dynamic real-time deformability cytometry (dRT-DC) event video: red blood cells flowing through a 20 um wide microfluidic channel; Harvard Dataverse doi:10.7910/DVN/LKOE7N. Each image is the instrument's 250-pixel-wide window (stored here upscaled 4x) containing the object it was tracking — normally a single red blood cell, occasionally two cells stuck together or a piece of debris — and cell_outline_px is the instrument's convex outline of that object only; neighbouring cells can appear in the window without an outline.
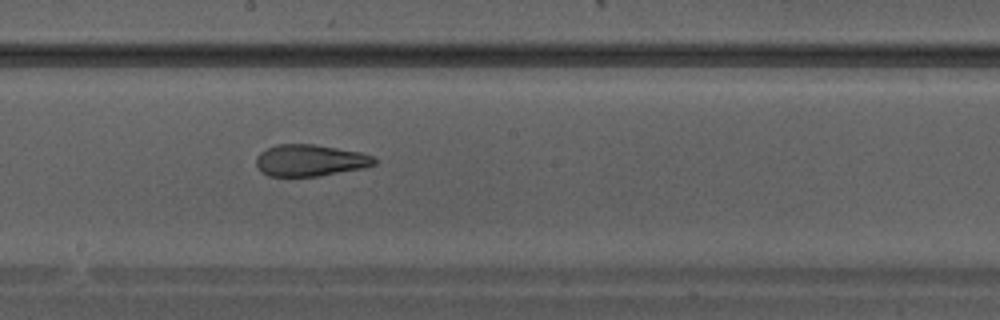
{"species": "Egyptian fruit bat (a non-hibernating species)", "species_latin": "Rousettus aegyptiacus", "temperature_condition": "warm", "stored_images_in_passage": 35, "camera_frame_rate_fps": 3000, "um_per_image_px": 0.085, "animal": {"sex": "male"}, "frame": {"image": 1, "passage_image": 20, "time_ms": 6.333, "image_size_px": [1000, 320], "cell_outline_px": [[376, 164], [364, 168], [320, 176], [268, 176], [260, 172], [256, 164], [256, 156], [260, 152], [276, 144], [312, 144], [360, 152], [372, 156], [376, 160]], "centroid_in_image_um": [26.33, 13.64], "position_along_channel_um": 221.9, "area_um2": 21.85}}